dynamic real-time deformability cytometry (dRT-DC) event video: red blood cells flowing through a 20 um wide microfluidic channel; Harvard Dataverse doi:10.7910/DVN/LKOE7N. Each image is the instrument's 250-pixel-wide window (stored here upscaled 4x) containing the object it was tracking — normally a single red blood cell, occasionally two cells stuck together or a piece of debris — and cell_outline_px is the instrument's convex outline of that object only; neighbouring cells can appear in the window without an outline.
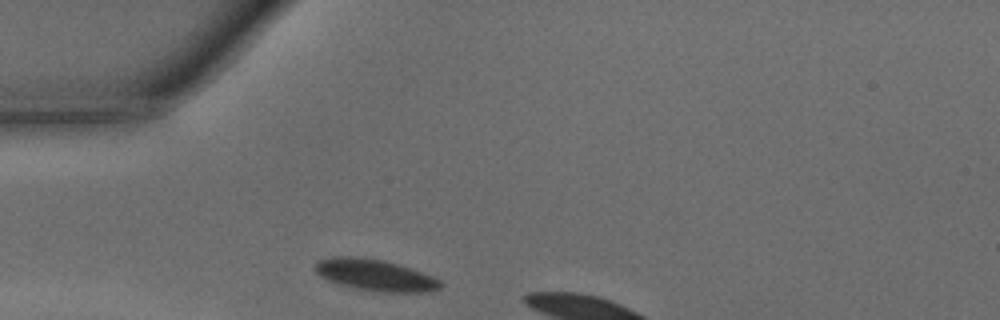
{"species": "common noctule bat (a hibernating species)", "species_latin": "Nyctalus noctula", "temperature_condition": "warm", "stored_images_in_passage": 4, "camera_frame_rate_fps": 3000, "um_per_image_px": 0.085, "animal": {"sex": "male", "body_mass_g": 15.6}, "frame": {"image": 1, "passage_image": 1, "time_ms": 0.0, "image_size_px": [1000, 320], "cell_outline_px": [[444, 284], [440, 288], [428, 292], [380, 292], [340, 284], [328, 280], [320, 276], [316, 272], [316, 260], [332, 256], [352, 256], [384, 260], [400, 264], [412, 268], [432, 276], [440, 280]], "centroid_in_image_um": [31.92, 23.37], "position_along_channel_um": 53.1, "area_um2": 23.0}}